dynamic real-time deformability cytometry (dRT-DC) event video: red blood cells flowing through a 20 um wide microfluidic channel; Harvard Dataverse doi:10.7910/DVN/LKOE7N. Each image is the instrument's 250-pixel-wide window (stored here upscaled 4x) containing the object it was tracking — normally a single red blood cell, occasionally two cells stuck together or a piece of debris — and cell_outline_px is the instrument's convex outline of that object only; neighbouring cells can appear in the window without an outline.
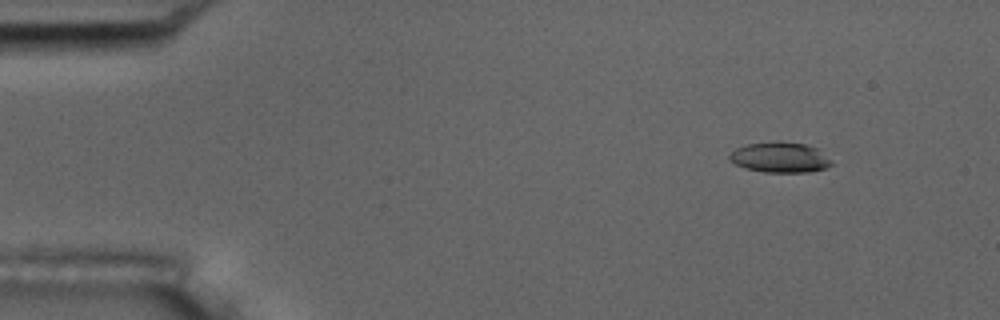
{"species": "common noctule bat (a hibernating species)", "species_latin": "Nyctalus noctula", "temperature_condition": "room temperature", "stored_images_in_passage": 55, "camera_frame_rate_fps": 3000, "um_per_image_px": 0.085, "animal": {"sex": "male", "body_mass_g": 17.5, "forearm_length_mm": 52.3}, "frame": {"image": 1, "passage_image": 5, "time_ms": 1.333, "image_size_px": [1000, 320], "cell_outline_px": [[832, 164], [824, 168], [808, 172], [764, 172], [744, 168], [728, 160], [728, 156], [736, 148], [748, 144], [776, 140], [780, 140], [804, 144], [820, 148], [832, 160]], "centroid_in_image_um": [66.31, 13.36], "position_along_channel_um": 18.7, "area_um2": 18.38}}
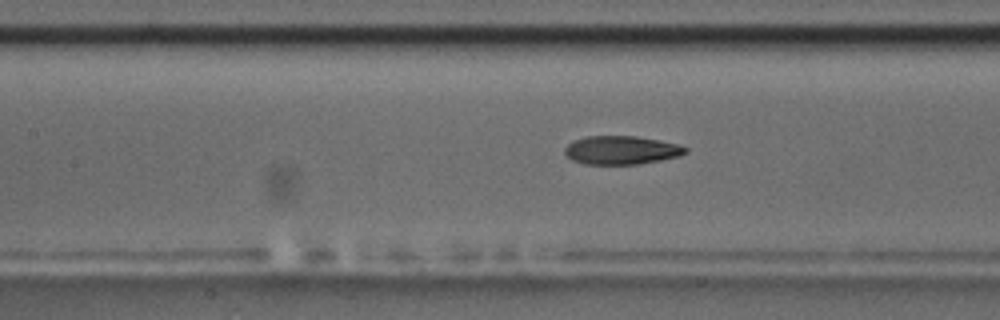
{"frame": {"image": 2, "passage_image": 24, "time_ms": 7.667, "image_size_px": [1000, 320], "cell_outline_px": [[688, 152], [680, 156], [640, 164], [584, 164], [572, 160], [564, 152], [564, 148], [572, 140], [588, 136], [636, 136], [680, 144], [688, 148]], "centroid_in_image_um": [52.83, 12.76], "position_along_channel_um": 154.6, "area_um2": 20.17}}
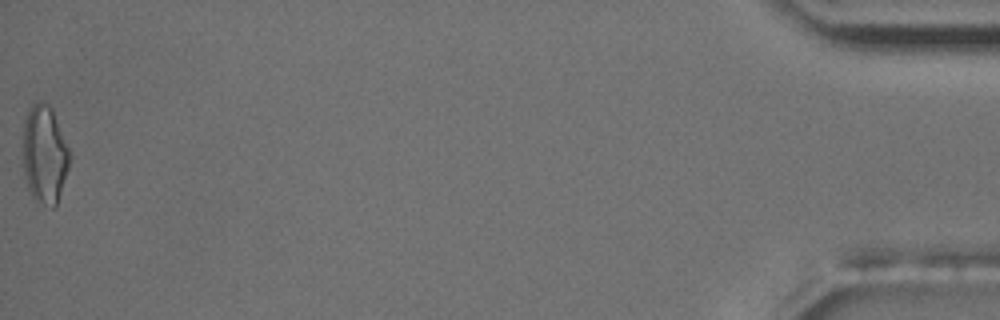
{"frame": {"image": 3, "passage_image": 55, "time_ms": 18.0, "image_size_px": [1000, 320], "cell_outline_px": [[68, 168], [56, 208], [52, 208], [36, 204], [28, 188], [24, 172], [24, 120], [28, 108], [32, 104], [40, 100], [44, 100], [52, 108], [68, 148]], "centroid_in_image_um": [3.77, 13.15], "position_along_channel_um": 431.4, "area_um2": 26.7}, "authors_computed_cell_mechanics": {"area_um2": 20.3456, "velocity_mm_per_s": 3.6261, "shape_relaxation_time_tau1_ms": 7.9062, "shape_relaxation_time_tau2_ms": 3.2034, "deformation_change_tau1": 0.2131, "deformation_change_tau2": 0.11}}